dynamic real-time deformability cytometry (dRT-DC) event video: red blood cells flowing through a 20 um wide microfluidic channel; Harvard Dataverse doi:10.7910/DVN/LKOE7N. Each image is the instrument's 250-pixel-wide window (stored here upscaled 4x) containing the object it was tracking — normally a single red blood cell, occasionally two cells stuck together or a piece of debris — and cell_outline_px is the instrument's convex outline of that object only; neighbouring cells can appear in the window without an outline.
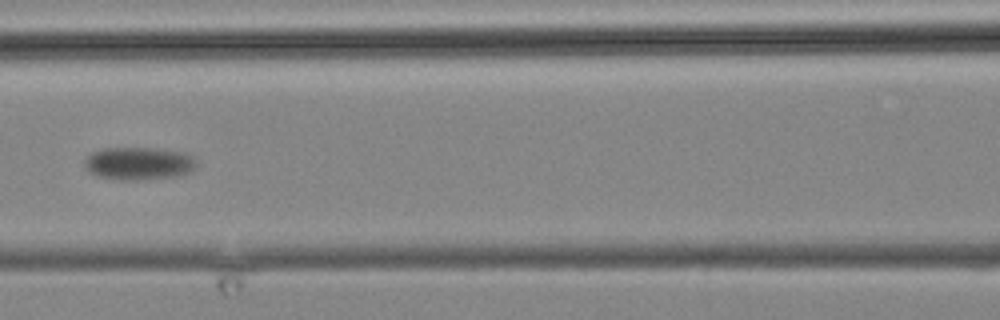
{"species": "common noctule bat (a hibernating species)", "species_latin": "Nyctalus noctula", "temperature_condition": "cold", "stored_images_in_passage": 17, "camera_frame_rate_fps": 3000, "um_per_image_px": 0.085, "animal": {"sex": "male", "body_mass_g": 19.2, "forearm_length_mm": 51.8}, "frame": {"image": 1, "passage_image": 15, "time_ms": 17.667, "image_size_px": [1000, 320], "cell_outline_px": [[196, 164], [188, 172], [176, 176], [136, 180], [120, 180], [100, 176], [88, 172], [84, 168], [84, 160], [92, 152], [104, 148], [152, 148], [184, 152], [192, 156], [196, 160]], "centroid_in_image_um": [11.75, 13.89], "position_along_channel_um": 154.9, "area_um2": 21.27}}
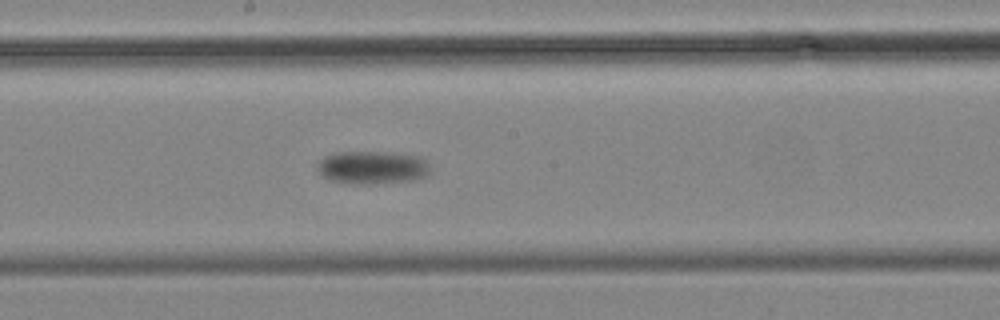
{"frame": {"image": 2, "passage_image": 17, "time_ms": 20.0, "image_size_px": [1000, 320], "cell_outline_px": [[428, 172], [424, 176], [412, 180], [368, 184], [348, 184], [328, 180], [316, 168], [320, 160], [324, 156], [336, 152], [384, 152], [420, 156], [428, 164]], "centroid_in_image_um": [31.59, 14.24], "position_along_channel_um": 216.6, "area_um2": 21.62}}